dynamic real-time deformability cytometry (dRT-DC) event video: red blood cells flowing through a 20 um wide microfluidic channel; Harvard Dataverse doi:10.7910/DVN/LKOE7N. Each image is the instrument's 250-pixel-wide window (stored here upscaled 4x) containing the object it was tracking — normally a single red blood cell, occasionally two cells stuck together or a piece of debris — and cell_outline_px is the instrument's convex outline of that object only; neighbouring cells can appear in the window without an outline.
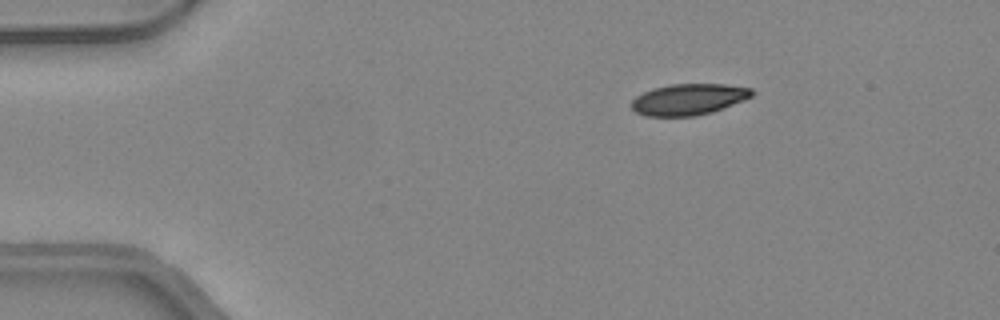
{"species": "common noctule bat (a hibernating species)", "species_latin": "Nyctalus noctula", "temperature_condition": "warm", "stored_images_in_passage": 48, "camera_frame_rate_fps": 3000, "um_per_image_px": 0.085, "animal": {"sex": "female", "body_mass_g": 24.6, "forearm_length_mm": 56.2}, "frame": {"image": 1, "passage_image": 8, "time_ms": 2.333, "image_size_px": [1000, 320], "cell_outline_px": [[756, 92], [752, 96], [744, 100], [712, 112], [696, 116], [644, 116], [636, 112], [628, 104], [636, 96], [652, 88], [672, 84], [724, 84], [752, 88]], "centroid_in_image_um": [58.52, 8.44], "position_along_channel_um": 26.5, "area_um2": 22.08}}
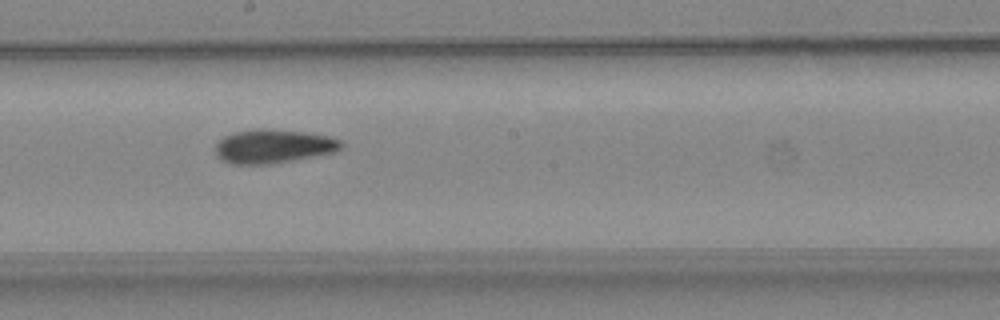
{"frame": {"image": 2, "passage_image": 27, "time_ms": 8.667, "image_size_px": [1000, 320], "cell_outline_px": [[344, 144], [340, 148], [332, 152], [312, 156], [268, 164], [228, 164], [220, 160], [216, 156], [216, 144], [224, 136], [236, 132], [256, 128], [264, 128], [304, 132], [328, 136], [340, 140]], "centroid_in_image_um": [23.17, 12.43], "position_along_channel_um": 225.0, "area_um2": 24.57}}
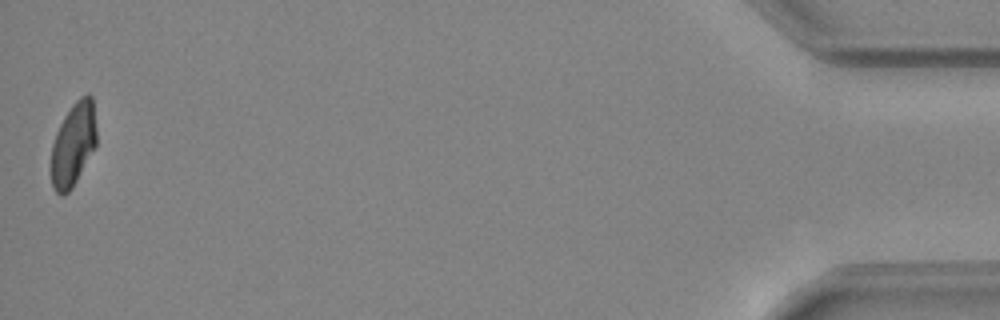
{"frame": {"image": 3, "passage_image": 48, "time_ms": 15.667, "image_size_px": [1000, 320], "cell_outline_px": [[96, 144], [72, 188], [64, 196], [60, 196], [52, 188], [52, 144], [56, 132], [64, 116], [72, 104], [80, 96], [88, 92], [92, 96], [96, 128]], "centroid_in_image_um": [6.23, 12.25], "position_along_channel_um": 429.0, "area_um2": 21.96}, "authors_computed_cell_mechanics": {"area_um2": 23.6691, "velocity_mm_per_s": 4.2757, "shape_relaxation_time_tau1_ms": 6.4046, "shape_relaxation_time_tau2_ms": 3.3375, "deformation_change_tau1": 0.1789, "deformation_change_tau2": 0.0937}}